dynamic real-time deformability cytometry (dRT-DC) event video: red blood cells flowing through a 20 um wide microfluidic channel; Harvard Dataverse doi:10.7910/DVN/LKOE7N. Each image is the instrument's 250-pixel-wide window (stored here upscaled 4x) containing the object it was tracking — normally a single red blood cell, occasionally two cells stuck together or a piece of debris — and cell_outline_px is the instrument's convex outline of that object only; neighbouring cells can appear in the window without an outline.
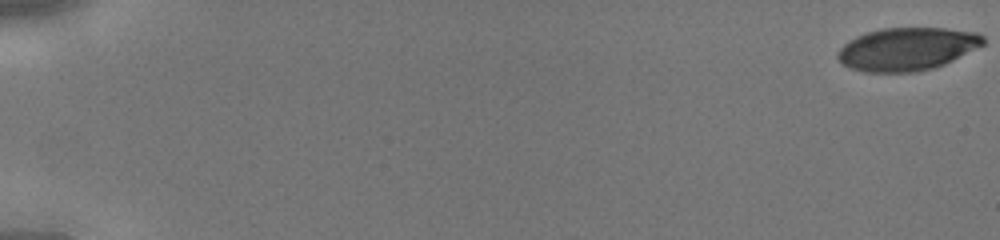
{"species": "human", "species_latin": "Homo sapiens", "temperature_condition": "cold", "stored_images_in_passage": 15, "camera_frame_rate_fps": 3000, "um_per_image_px": 0.085, "donor": {"sex": "male"}, "frame": {"image": 1, "passage_image": 1, "time_ms": 0.0, "image_size_px": [1000, 240], "cell_outline_px": [[984, 44], [944, 64], [932, 68], [916, 72], [864, 72], [852, 68], [844, 64], [836, 56], [836, 52], [848, 40], [856, 36], [868, 32], [884, 28], [944, 28], [976, 32], [984, 36]], "centroid_in_image_um": [77.08, 4.16], "position_along_channel_um": 7.9, "area_um2": 36.18}}
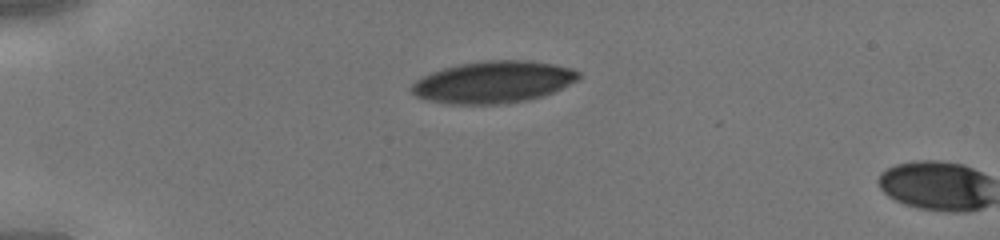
{"frame": {"image": 2, "passage_image": 13, "time_ms": 4.0, "image_size_px": [1000, 240], "cell_outline_px": [[580, 80], [552, 92], [528, 100], [508, 104], [448, 104], [428, 100], [416, 96], [412, 92], [412, 84], [416, 80], [432, 72], [444, 68], [460, 64], [484, 60], [528, 60], [552, 64], [572, 68], [580, 72]], "centroid_in_image_um": [41.96, 6.98], "position_along_channel_um": 43.0, "area_um2": 40.81}}